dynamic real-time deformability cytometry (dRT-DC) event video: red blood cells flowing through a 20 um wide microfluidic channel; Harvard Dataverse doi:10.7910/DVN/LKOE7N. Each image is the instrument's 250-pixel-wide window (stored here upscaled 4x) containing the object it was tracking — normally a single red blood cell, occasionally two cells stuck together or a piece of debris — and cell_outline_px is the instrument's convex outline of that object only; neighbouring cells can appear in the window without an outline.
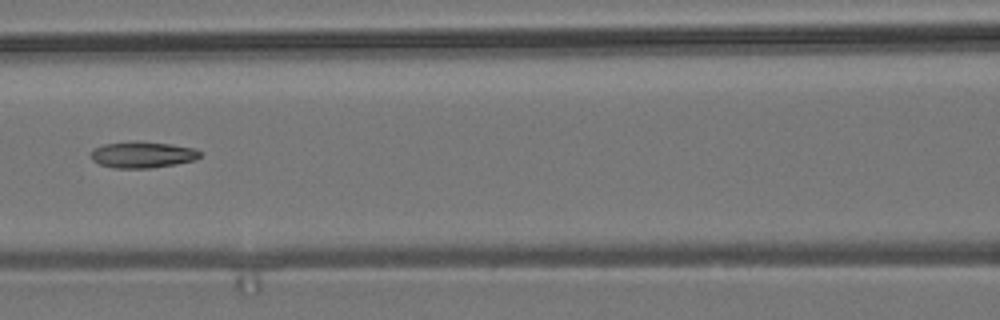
{"species": "common noctule bat (a hibernating species)", "species_latin": "Nyctalus noctula", "temperature_condition": "room temperature", "stored_images_in_passage": 7, "camera_frame_rate_fps": 3000, "um_per_image_px": 0.085, "animal": {"sex": "male", "body_mass_g": 19.2, "forearm_length_mm": 51.8}, "frame": {"image": 1, "passage_image": 7, "time_ms": 8.0, "image_size_px": [1000, 320], "cell_outline_px": [[200, 156], [196, 160], [176, 164], [152, 168], [112, 168], [100, 164], [92, 160], [92, 148], [104, 144], [172, 144], [192, 148], [200, 152]], "centroid_in_image_um": [12.12, 13.2], "position_along_channel_um": 154.5, "area_um2": 15.9}}